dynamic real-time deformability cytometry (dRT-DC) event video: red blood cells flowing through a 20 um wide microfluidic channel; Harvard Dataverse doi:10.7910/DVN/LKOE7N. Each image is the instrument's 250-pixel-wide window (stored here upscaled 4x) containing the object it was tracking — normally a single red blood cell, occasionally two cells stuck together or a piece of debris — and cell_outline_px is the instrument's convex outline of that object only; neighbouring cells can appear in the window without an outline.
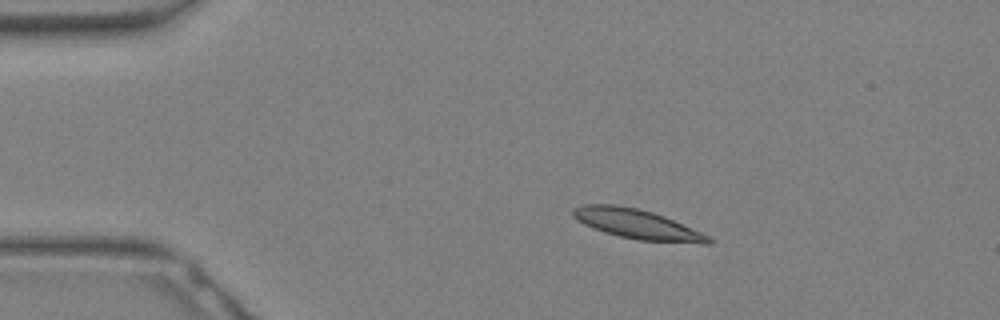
{"species": "Egyptian fruit bat (a non-hibernating species)", "species_latin": "Rousettus aegyptiacus", "temperature_condition": "warm", "stored_images_in_passage": 27, "camera_frame_rate_fps": 3000, "um_per_image_px": 0.085, "animal": {"sex": "female"}, "frame": {"image": 1, "passage_image": 1, "time_ms": 0.0, "image_size_px": [1000, 320], "cell_outline_px": [[712, 244], [704, 244], [636, 240], [604, 232], [592, 228], [576, 220], [572, 216], [572, 208], [584, 204], [616, 204], [636, 208], [652, 212], [664, 216], [700, 232], [708, 236], [712, 240]], "centroid_in_image_um": [54.11, 19.05], "position_along_channel_um": 30.9, "area_um2": 23.41}}
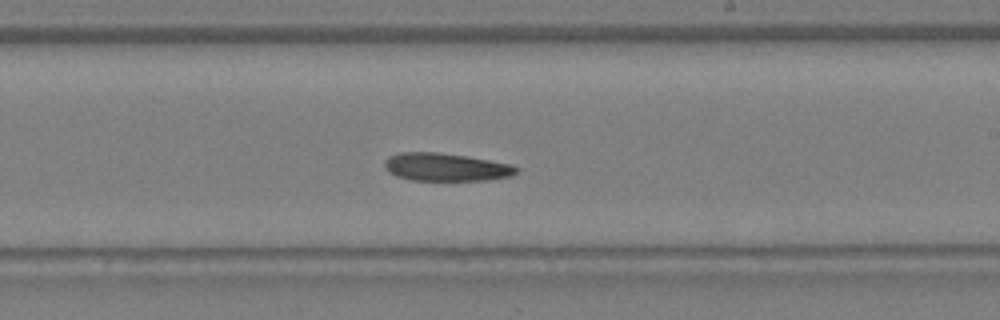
{"frame": {"image": 2, "passage_image": 14, "time_ms": 4.333, "image_size_px": [1000, 320], "cell_outline_px": [[520, 168], [512, 176], [484, 180], [412, 180], [396, 176], [388, 172], [384, 168], [384, 160], [388, 156], [400, 152], [440, 152], [468, 156], [512, 164]], "centroid_in_image_um": [37.88, 14.19], "position_along_channel_um": 251.1, "area_um2": 21.68}}
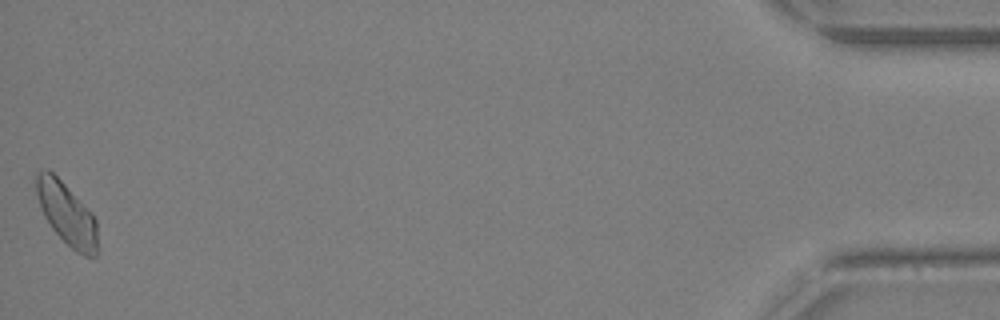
{"frame": {"image": 3, "passage_image": 27, "time_ms": 8.667, "image_size_px": [1000, 320], "cell_outline_px": [[96, 256], [84, 256], [76, 252], [52, 228], [44, 216], [40, 208], [36, 196], [36, 172], [44, 168], [48, 168], [92, 212], [96, 220]], "centroid_in_image_um": [5.64, 18.14], "position_along_channel_um": 429.6, "area_um2": 21.96}}